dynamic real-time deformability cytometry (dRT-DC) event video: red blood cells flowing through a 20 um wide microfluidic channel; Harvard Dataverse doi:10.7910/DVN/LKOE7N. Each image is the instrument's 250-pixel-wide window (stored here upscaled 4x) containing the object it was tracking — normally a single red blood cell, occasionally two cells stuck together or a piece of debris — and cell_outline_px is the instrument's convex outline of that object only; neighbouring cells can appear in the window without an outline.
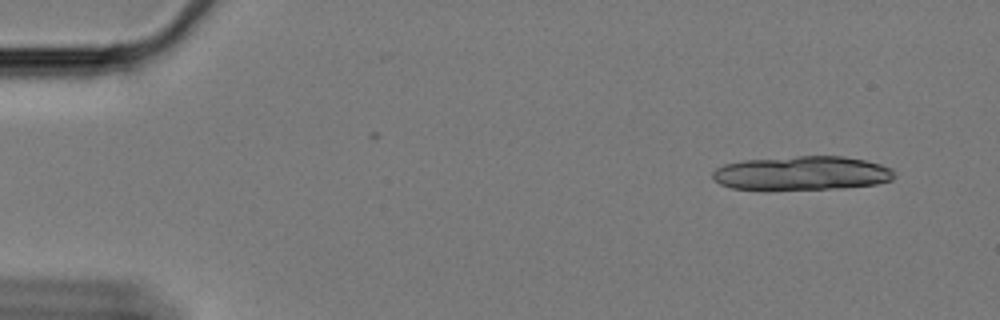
{"species": "Egyptian fruit bat (a non-hibernating species)", "species_latin": "Rousettus aegyptiacus", "temperature_condition": "cold", "stored_images_in_passage": 16, "camera_frame_rate_fps": 3000, "um_per_image_px": 0.085, "animal": {"sex": "female"}, "frame": {"image": 1, "passage_image": 4, "time_ms": 1.0, "image_size_px": [1000, 320], "cell_outline_px": [[896, 176], [892, 180], [876, 184], [844, 188], [732, 188], [720, 184], [712, 176], [712, 172], [716, 168], [724, 164], [744, 160], [796, 156], [844, 156], [864, 160], [880, 164], [892, 168], [896, 172]], "centroid_in_image_um": [68.23, 14.7], "position_along_channel_um": 16.8, "area_um2": 35.6}}